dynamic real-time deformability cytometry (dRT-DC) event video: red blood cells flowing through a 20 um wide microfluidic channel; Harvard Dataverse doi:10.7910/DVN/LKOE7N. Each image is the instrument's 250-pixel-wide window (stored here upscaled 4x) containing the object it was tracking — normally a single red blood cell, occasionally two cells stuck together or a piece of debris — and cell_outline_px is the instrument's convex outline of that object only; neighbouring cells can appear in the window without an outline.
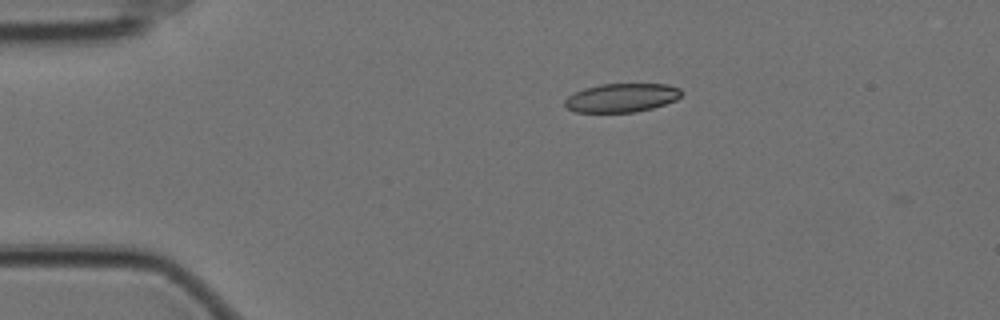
{"species": "Egyptian fruit bat (a non-hibernating species)", "species_latin": "Rousettus aegyptiacus", "temperature_condition": "cold", "stored_images_in_passage": 47, "camera_frame_rate_fps": 3000, "um_per_image_px": 0.085, "animal": {"sex": "female"}, "frame": {"image": 1, "passage_image": 1, "time_ms": 0.0, "image_size_px": [1000, 320], "cell_outline_px": [[680, 96], [676, 100], [652, 108], [636, 112], [576, 112], [568, 108], [564, 104], [564, 100], [568, 96], [584, 88], [600, 84], [668, 84], [680, 88]], "centroid_in_image_um": [52.83, 8.31], "position_along_channel_um": 32.2, "area_um2": 19.42}}
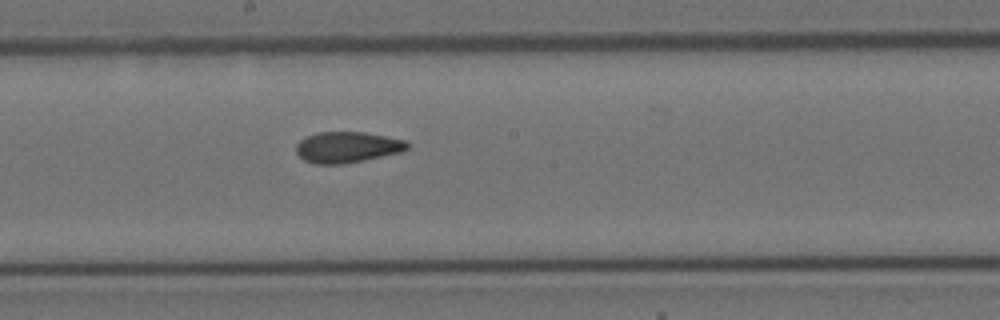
{"frame": {"image": 2, "passage_image": 21, "time_ms": 6.667, "image_size_px": [1000, 320], "cell_outline_px": [[408, 148], [400, 152], [364, 160], [344, 164], [316, 164], [304, 160], [296, 152], [296, 144], [304, 136], [316, 132], [364, 132], [404, 140], [408, 144]], "centroid_in_image_um": [29.46, 12.51], "position_along_channel_um": 218.7, "area_um2": 20.0}}
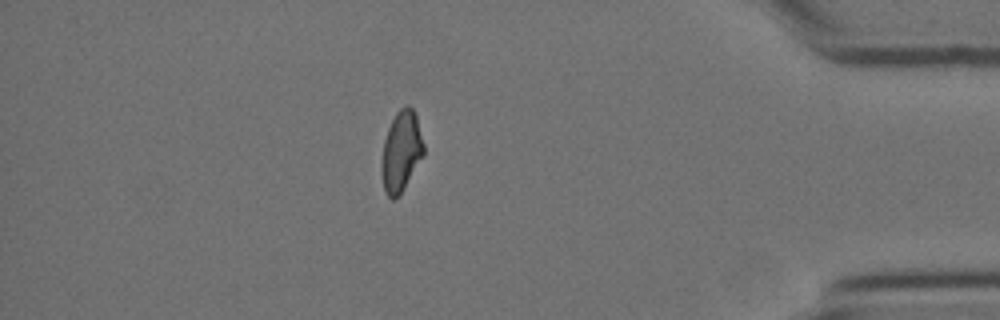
{"frame": {"image": 3, "passage_image": 40, "time_ms": 13.0, "image_size_px": [1000, 320], "cell_outline_px": [[424, 156], [404, 188], [392, 200], [384, 192], [380, 168], [380, 164], [384, 140], [388, 128], [396, 112], [400, 108], [408, 104], [412, 108], [416, 116], [424, 144]], "centroid_in_image_um": [34.09, 12.87], "position_along_channel_um": 401.1, "area_um2": 19.88}, "authors_computed_cell_mechanics": {"area_um2": 20.1722, "velocity_mm_per_s": 3.4955, "shape_relaxation_time_tau1_ms": null, "shape_relaxation_time_tau2_ms": 3.0364, "deformation_change_tau1": null, "deformation_change_tau2": 0.0921}}